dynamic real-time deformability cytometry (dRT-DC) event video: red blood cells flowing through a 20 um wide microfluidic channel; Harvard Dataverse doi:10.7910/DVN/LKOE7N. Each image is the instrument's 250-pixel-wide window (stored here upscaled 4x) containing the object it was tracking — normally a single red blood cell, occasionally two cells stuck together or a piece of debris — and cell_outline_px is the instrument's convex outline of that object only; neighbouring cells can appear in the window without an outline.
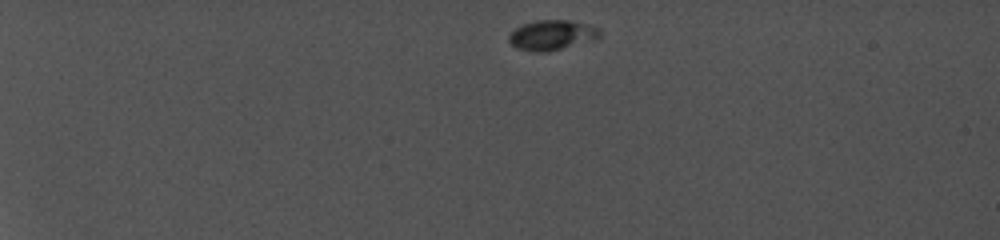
{"species": "common noctule bat (a hibernating species)", "species_latin": "Nyctalus noctula", "temperature_condition": "cold", "stored_images_in_passage": 13, "camera_frame_rate_fps": 5000, "um_per_image_px": 0.085, "animal": {"sex": "female", "body_mass_g": 19.0, "forearm_length_mm": 56.7}, "frame": {"image": 1, "passage_image": 1, "time_ms": 0.0, "image_size_px": [1000, 240], "cell_outline_px": [[604, 32], [596, 40], [548, 52], [536, 52], [516, 48], [508, 40], [508, 36], [516, 28], [524, 24], [536, 20], [568, 20], [600, 28]], "centroid_in_image_um": [46.96, 2.99], "position_along_channel_um": 38.0, "area_um2": 16.01}}
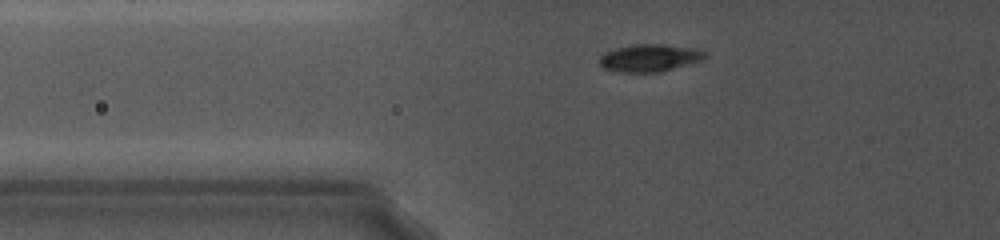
{"frame": {"image": 2, "passage_image": 10, "time_ms": 3.4, "image_size_px": [1000, 240], "cell_outline_px": [[708, 56], [704, 60], [660, 72], [616, 72], [604, 68], [600, 64], [600, 56], [604, 52], [616, 48], [632, 44], [664, 44], [696, 48], [708, 52]], "centroid_in_image_um": [55.27, 4.91], "position_along_channel_um": 70.5, "area_um2": 17.17}}
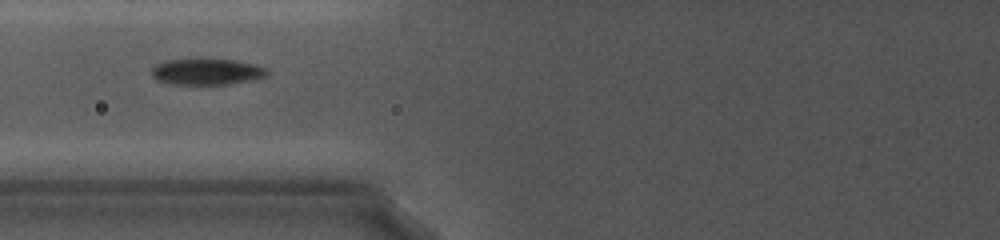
{"frame": {"image": 3, "passage_image": 12, "time_ms": 4.8, "image_size_px": [1000, 240], "cell_outline_px": [[272, 72], [268, 76], [252, 80], [228, 84], [168, 84], [156, 80], [152, 76], [152, 68], [156, 64], [164, 60], [232, 60], [256, 64], [268, 68]], "centroid_in_image_um": [17.63, 6.11], "position_along_channel_um": 108.2, "area_um2": 17.69}}